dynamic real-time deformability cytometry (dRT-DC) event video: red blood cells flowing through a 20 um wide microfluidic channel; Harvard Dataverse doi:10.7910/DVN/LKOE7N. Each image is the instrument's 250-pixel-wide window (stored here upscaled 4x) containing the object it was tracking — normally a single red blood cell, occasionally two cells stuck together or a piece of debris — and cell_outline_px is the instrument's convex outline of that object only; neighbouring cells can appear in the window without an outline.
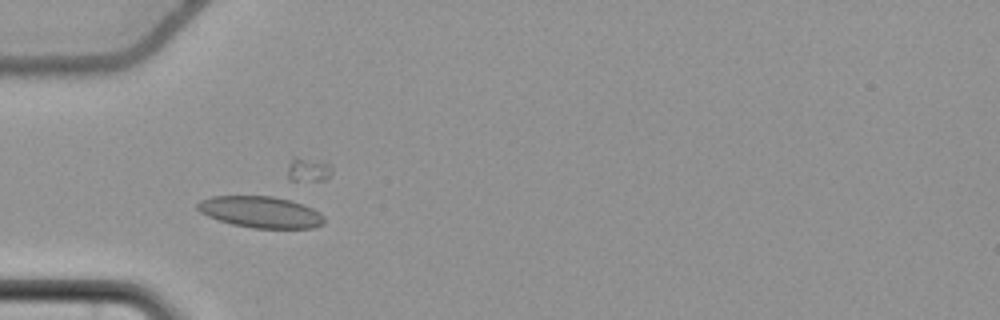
{"species": "common noctule bat (a hibernating species)", "species_latin": "Nyctalus noctula", "temperature_condition": "cold", "stored_images_in_passage": 53, "camera_frame_rate_fps": 3000, "um_per_image_px": 0.085, "animal": {"sex": "female", "body_mass_g": 22.7, "forearm_length_mm": 54.2}, "frame": {"image": 1, "passage_image": 15, "time_ms": 4.667, "image_size_px": [1000, 320], "cell_outline_px": [[324, 224], [312, 228], [252, 228], [232, 224], [208, 216], [200, 212], [196, 208], [196, 204], [200, 200], [212, 196], [272, 196], [304, 204], [320, 212], [324, 216]], "centroid_in_image_um": [22.16, 18.02], "position_along_channel_um": 62.8, "area_um2": 23.24}}
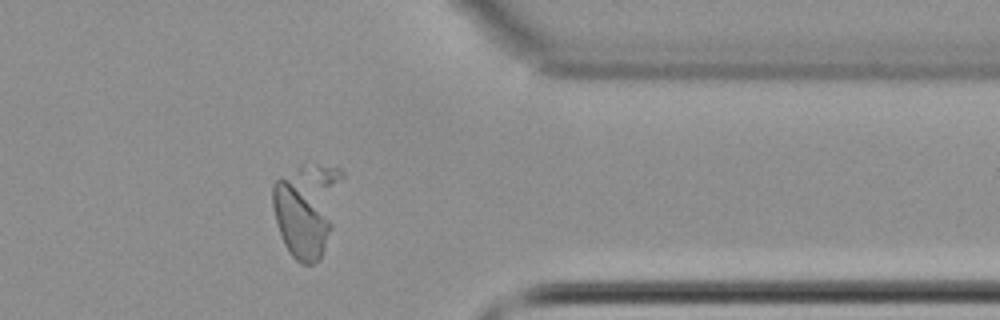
{"frame": {"image": 2, "passage_image": 43, "time_ms": 14.0, "image_size_px": [1000, 320], "cell_outline_px": [[332, 228], [320, 260], [312, 264], [300, 264], [288, 252], [284, 244], [276, 220], [272, 204], [272, 184], [280, 176], [288, 180], [332, 224]], "centroid_in_image_um": [25.46, 18.96], "position_along_channel_um": 385.9, "area_um2": 23.35}}